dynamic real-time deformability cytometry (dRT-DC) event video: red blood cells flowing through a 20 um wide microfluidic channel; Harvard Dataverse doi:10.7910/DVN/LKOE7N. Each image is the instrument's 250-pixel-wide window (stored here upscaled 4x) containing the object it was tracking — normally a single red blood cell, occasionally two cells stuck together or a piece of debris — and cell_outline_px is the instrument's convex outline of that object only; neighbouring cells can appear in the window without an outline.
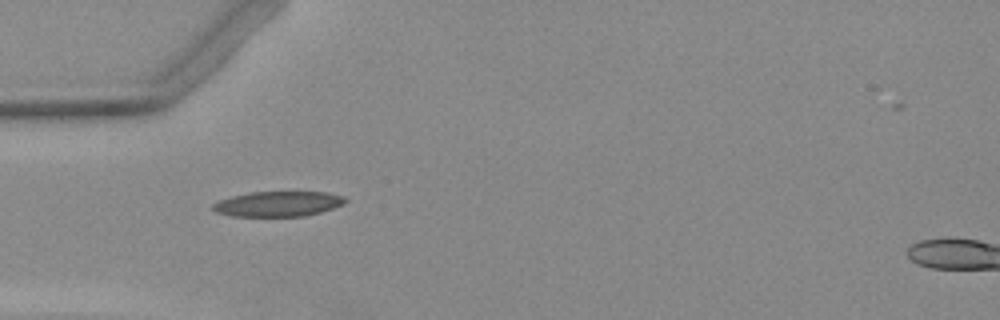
{"species": "Egyptian fruit bat (a non-hibernating species)", "species_latin": "Rousettus aegyptiacus", "temperature_condition": "warm", "stored_images_in_passage": 31, "camera_frame_rate_fps": 3000, "um_per_image_px": 0.085, "animal": {"sex": "female"}, "frame": {"image": 1, "passage_image": 1, "time_ms": 0.0, "image_size_px": [1000, 320], "cell_outline_px": [[348, 200], [344, 204], [320, 212], [304, 216], [232, 216], [216, 212], [212, 208], [212, 204], [220, 200], [232, 196], [248, 192], [328, 192], [344, 196]], "centroid_in_image_um": [23.65, 17.32], "position_along_channel_um": 61.3, "area_um2": 19.42}}
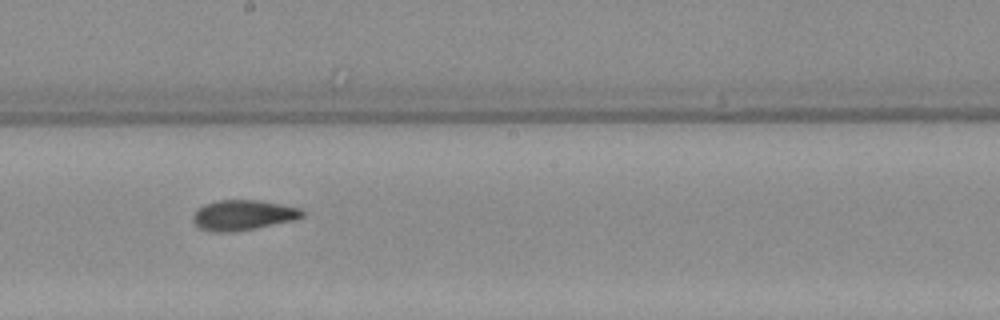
{"frame": {"image": 2, "passage_image": 14, "time_ms": 4.333, "image_size_px": [1000, 320], "cell_outline_px": [[304, 216], [296, 220], [256, 228], [232, 232], [216, 232], [200, 228], [192, 220], [192, 216], [196, 208], [204, 204], [216, 200], [260, 200], [300, 208], [304, 212]], "centroid_in_image_um": [20.65, 18.28], "position_along_channel_um": 227.6, "area_um2": 19.42}}
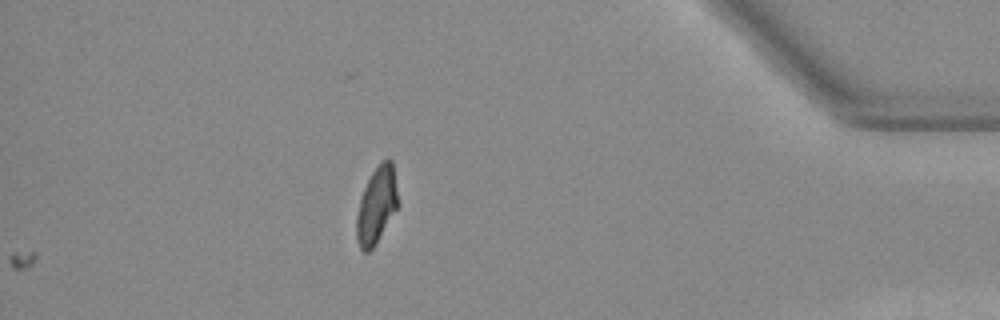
{"frame": {"image": 3, "passage_image": 31, "time_ms": 10.0, "image_size_px": [1000, 320], "cell_outline_px": [[396, 208], [376, 244], [368, 252], [364, 252], [360, 248], [356, 240], [356, 216], [360, 200], [364, 188], [372, 172], [380, 160], [388, 156], [392, 160], [396, 192]], "centroid_in_image_um": [31.97, 17.43], "position_along_channel_um": 403.2, "area_um2": 18.15}}